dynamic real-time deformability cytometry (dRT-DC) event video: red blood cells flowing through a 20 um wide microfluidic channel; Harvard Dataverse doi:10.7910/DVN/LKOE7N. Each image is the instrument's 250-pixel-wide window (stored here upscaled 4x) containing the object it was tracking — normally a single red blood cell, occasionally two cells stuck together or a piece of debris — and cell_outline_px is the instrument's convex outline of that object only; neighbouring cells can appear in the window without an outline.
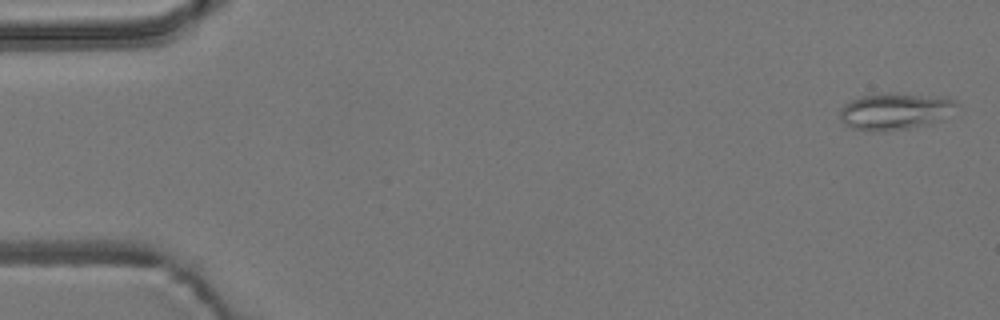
{"species": "common noctule bat (a hibernating species)", "species_latin": "Nyctalus noctula", "temperature_condition": "room temperature", "stored_images_in_passage": 6, "camera_frame_rate_fps": 3000, "um_per_image_px": 0.085, "animal": {"sex": "male", "body_mass_g": 19.2, "forearm_length_mm": 51.8}, "frame": {"image": 1, "passage_image": 1, "time_ms": 0.0, "image_size_px": [1000, 320], "cell_outline_px": [[960, 104], [940, 120], [932, 124], [912, 128], [884, 132], [872, 132], [852, 128], [844, 124], [840, 120], [840, 108], [844, 104], [860, 96], [884, 92], [888, 92], [948, 96], [956, 100]], "centroid_in_image_um": [76.1, 9.45], "position_along_channel_um": 8.9, "area_um2": 25.84}}